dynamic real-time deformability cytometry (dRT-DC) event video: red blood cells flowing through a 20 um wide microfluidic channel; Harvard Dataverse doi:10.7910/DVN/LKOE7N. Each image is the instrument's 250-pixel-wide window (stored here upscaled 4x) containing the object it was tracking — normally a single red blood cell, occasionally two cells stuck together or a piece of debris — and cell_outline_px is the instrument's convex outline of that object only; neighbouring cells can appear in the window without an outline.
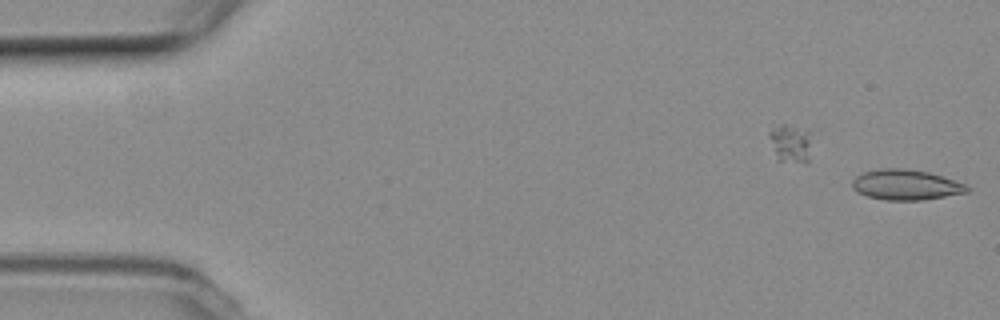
{"species": "common noctule bat (a hibernating species)", "species_latin": "Nyctalus noctula", "temperature_condition": "room temperature", "stored_images_in_passage": 8, "segment_of_instrument_passage": [2, 2], "camera_frame_rate_fps": 3000, "um_per_image_px": 0.085, "animal": {"sex": "female", "body_mass_g": 19.3, "forearm_length_mm": 54.1}, "frame": {"image": 1, "passage_image": 8, "time_ms": 2.333, "image_size_px": [1000, 320], "cell_outline_px": [[972, 188], [968, 192], [924, 200], [884, 200], [868, 196], [856, 192], [852, 188], [852, 180], [856, 176], [864, 172], [880, 168], [904, 168], [928, 172], [964, 184]], "centroid_in_image_um": [76.97, 15.71], "position_along_channel_um": 8.0, "area_um2": 20.29}}